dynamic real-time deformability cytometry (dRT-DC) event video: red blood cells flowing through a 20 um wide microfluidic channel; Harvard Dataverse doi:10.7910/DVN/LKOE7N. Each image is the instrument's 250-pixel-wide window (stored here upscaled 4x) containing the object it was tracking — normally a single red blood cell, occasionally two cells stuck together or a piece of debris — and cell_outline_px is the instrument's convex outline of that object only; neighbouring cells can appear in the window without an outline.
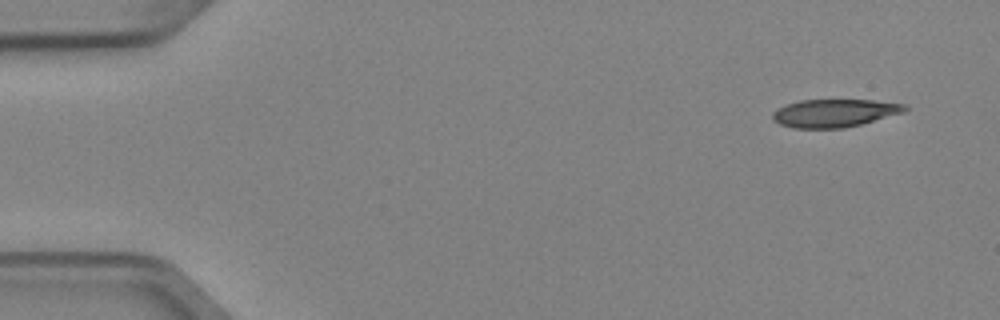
{"species": "Egyptian fruit bat (a non-hibernating species)", "species_latin": "Rousettus aegyptiacus", "temperature_condition": "cold", "stored_images_in_passage": 5, "segment_of_instrument_passage": [1, 2], "camera_frame_rate_fps": 3000, "um_per_image_px": 0.085, "animal": {"sex": "female"}, "frame": {"image": 1, "passage_image": 1, "time_ms": 0.0, "image_size_px": [1000, 320], "cell_outline_px": [[908, 108], [904, 112], [860, 124], [844, 128], [792, 128], [780, 124], [772, 120], [772, 112], [776, 108], [800, 100], [872, 100], [904, 104]], "centroid_in_image_um": [70.88, 9.61], "position_along_channel_um": 14.1, "area_um2": 21.44}}
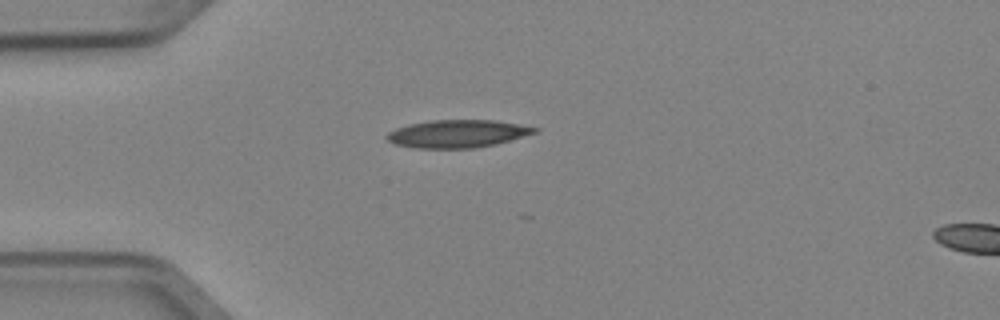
{"frame": {"image": 2, "passage_image": 4, "time_ms": 1.0, "image_size_px": [1000, 320], "cell_outline_px": [[540, 128], [536, 132], [496, 144], [472, 148], [416, 148], [396, 144], [388, 140], [384, 136], [388, 132], [396, 128], [408, 124], [432, 120], [496, 120]], "centroid_in_image_um": [38.86, 11.36], "position_along_channel_um": 46.1, "area_um2": 23.76}}